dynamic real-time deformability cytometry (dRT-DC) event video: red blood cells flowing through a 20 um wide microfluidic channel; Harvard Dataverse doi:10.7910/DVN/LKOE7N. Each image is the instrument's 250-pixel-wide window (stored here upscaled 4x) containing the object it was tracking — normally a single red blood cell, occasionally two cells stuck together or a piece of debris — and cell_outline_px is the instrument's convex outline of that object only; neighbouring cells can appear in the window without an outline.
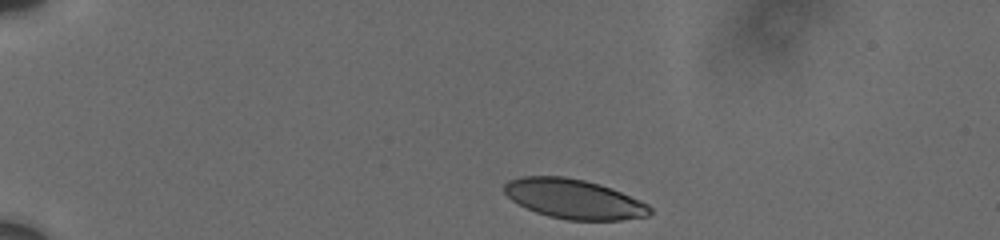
{"species": "human", "species_latin": "Homo sapiens", "temperature_condition": "cold", "stored_images_in_passage": 5, "camera_frame_rate_fps": 3000, "um_per_image_px": 0.085, "donor": {"sex": "male"}, "frame": {"image": 1, "passage_image": 1, "time_ms": 0.0, "image_size_px": [1000, 240], "cell_outline_px": [[652, 212], [648, 216], [620, 220], [568, 220], [548, 216], [536, 212], [512, 200], [504, 192], [504, 184], [508, 180], [520, 176], [564, 176], [584, 180], [600, 184], [612, 188], [640, 200], [648, 204], [652, 208]], "centroid_in_image_um": [48.8, 16.91], "position_along_channel_um": 36.2, "area_um2": 33.64}}
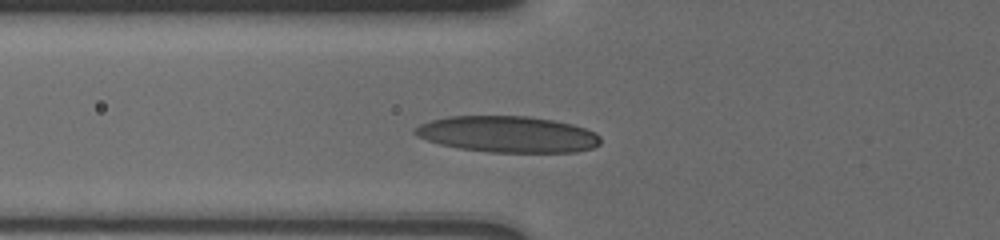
{"frame": {"image": 2, "passage_image": 5, "time_ms": 3.333, "image_size_px": [1000, 240], "cell_outline_px": [[600, 144], [592, 148], [576, 152], [488, 152], [460, 148], [440, 144], [416, 136], [412, 132], [420, 124], [432, 120], [448, 116], [528, 116], [552, 120], [572, 124], [596, 132], [600, 136]], "centroid_in_image_um": [43.17, 11.41], "position_along_channel_um": 82.6, "area_um2": 39.19}}